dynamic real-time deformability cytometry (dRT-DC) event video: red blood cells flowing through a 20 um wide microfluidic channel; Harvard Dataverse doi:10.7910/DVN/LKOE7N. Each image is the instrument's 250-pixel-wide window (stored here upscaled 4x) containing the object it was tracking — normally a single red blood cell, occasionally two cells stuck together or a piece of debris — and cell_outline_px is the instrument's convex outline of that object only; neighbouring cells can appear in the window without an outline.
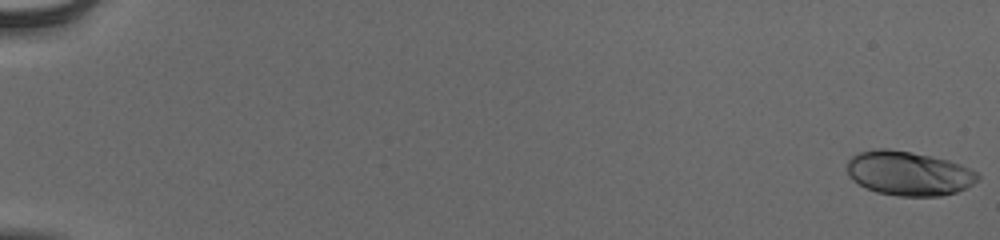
{"species": "human", "species_latin": "Homo sapiens", "temperature_condition": "cold", "stored_images_in_passage": 56, "camera_frame_rate_fps": 3000, "um_per_image_px": 0.085, "donor": {"sex": "male"}, "frame": {"image": 1, "passage_image": 1, "time_ms": 0.0, "image_size_px": [1000, 240], "cell_outline_px": [[980, 176], [972, 184], [956, 192], [940, 196], [900, 196], [876, 192], [852, 180], [848, 176], [848, 160], [852, 156], [860, 152], [876, 148], [888, 148], [912, 152], [932, 156], [948, 160], [960, 164], [976, 172]], "centroid_in_image_um": [77.22, 14.72], "position_along_channel_um": 7.8, "area_um2": 33.58}}
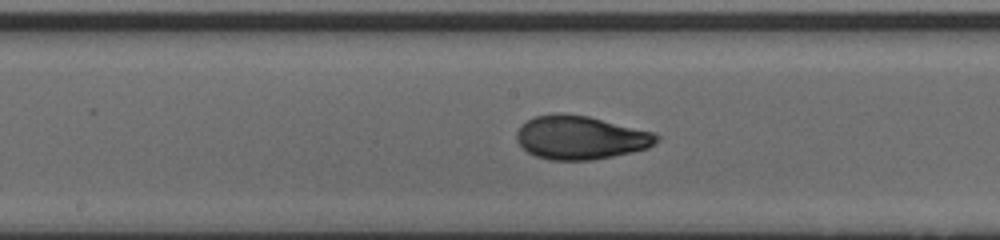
{"frame": {"image": 2, "passage_image": 32, "time_ms": 10.333, "image_size_px": [1000, 240], "cell_outline_px": [[660, 140], [648, 148], [632, 152], [592, 160], [548, 160], [536, 156], [528, 152], [516, 140], [516, 132], [528, 120], [536, 116], [556, 112], [588, 116], [652, 132], [660, 136]], "centroid_in_image_um": [49.35, 11.69], "position_along_channel_um": 198.9, "area_um2": 35.37}}
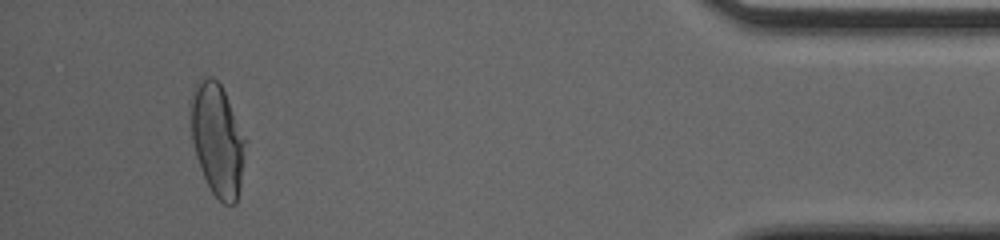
{"frame": {"image": 3, "passage_image": 53, "time_ms": 17.333, "image_size_px": [1000, 240], "cell_outline_px": [[248, 140], [240, 188], [236, 204], [224, 204], [212, 192], [204, 176], [196, 156], [192, 140], [188, 104], [196, 80], [204, 76], [212, 76], [220, 84]], "centroid_in_image_um": [18.48, 11.83], "position_along_channel_um": 416.7, "area_um2": 36.53}, "authors_computed_cell_mechanics": {"area_um2": 34.5933, "velocity_mm_per_s": 3.9016, "shape_relaxation_time_tau1_ms": 4.4028, "shape_relaxation_time_tau2_ms": 0.8939, "deformation_change_tau1": 0.1892, "deformation_change_tau2": 0.0562}}